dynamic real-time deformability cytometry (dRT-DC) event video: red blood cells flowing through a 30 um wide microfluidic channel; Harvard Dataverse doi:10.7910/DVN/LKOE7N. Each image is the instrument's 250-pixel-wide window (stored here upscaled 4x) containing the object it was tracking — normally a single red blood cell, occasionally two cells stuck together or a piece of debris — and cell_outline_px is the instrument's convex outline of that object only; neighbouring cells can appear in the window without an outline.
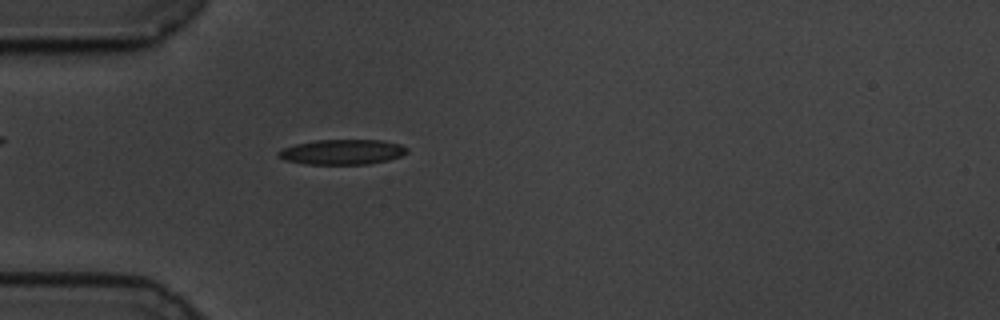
{"species": "common noctule bat (a hibernating species)", "species_latin": "Nyctalus noctula", "temperature_condition": "cold", "stored_images_in_passage": 58, "camera_frame_rate_fps": 3000, "um_per_image_px": 0.085, "animal": {"sex": "male", "body_mass_g": 19.5, "forearm_length_mm": 54.6}, "frame": {"image": 1, "passage_image": 17, "time_ms": 5.333, "image_size_px": [1000, 320], "cell_outline_px": [[408, 152], [400, 156], [388, 160], [368, 164], [304, 164], [284, 160], [276, 156], [276, 152], [280, 148], [296, 144], [316, 140], [384, 140], [400, 144], [408, 148]], "centroid_in_image_um": [29.05, 12.92], "position_along_channel_um": 55.9, "area_um2": 19.02}}
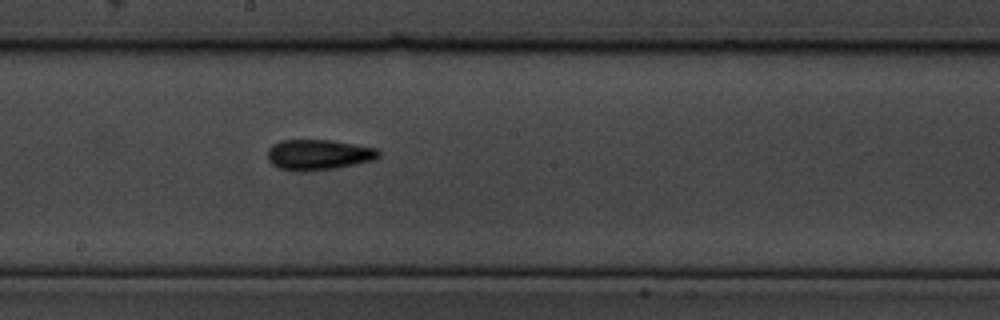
{"frame": {"image": 2, "passage_image": 32, "time_ms": 10.333, "image_size_px": [1000, 320], "cell_outline_px": [[380, 156], [372, 160], [356, 164], [336, 168], [276, 168], [268, 160], [268, 148], [272, 144], [280, 140], [332, 140], [376, 148], [380, 152]], "centroid_in_image_um": [27.09, 13.1], "position_along_channel_um": 221.1, "area_um2": 19.02}}
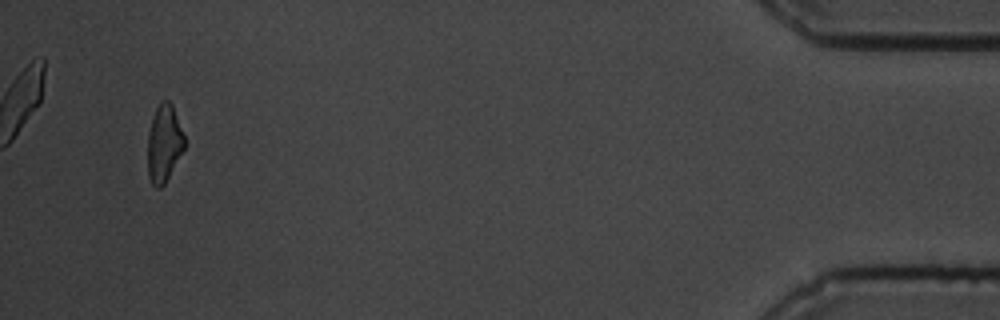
{"frame": {"image": 3, "passage_image": 56, "time_ms": 18.333, "image_size_px": [1000, 320], "cell_outline_px": [[184, 148], [164, 184], [160, 188], [156, 188], [152, 184], [148, 176], [148, 132], [152, 116], [160, 100], [168, 100], [172, 104], [184, 136]], "centroid_in_image_um": [13.92, 12.17], "position_along_channel_um": 421.3, "area_um2": 16.42}, "authors_computed_cell_mechanics": {"area_um2": 18.1203, "velocity_mm_per_s": 3.4323, "shape_relaxation_time_tau1_ms": 7.6196, "shape_relaxation_time_tau2_ms": 4.074, "deformation_change_tau1": 0.1663, "deformation_change_tau2": 0.1268}}